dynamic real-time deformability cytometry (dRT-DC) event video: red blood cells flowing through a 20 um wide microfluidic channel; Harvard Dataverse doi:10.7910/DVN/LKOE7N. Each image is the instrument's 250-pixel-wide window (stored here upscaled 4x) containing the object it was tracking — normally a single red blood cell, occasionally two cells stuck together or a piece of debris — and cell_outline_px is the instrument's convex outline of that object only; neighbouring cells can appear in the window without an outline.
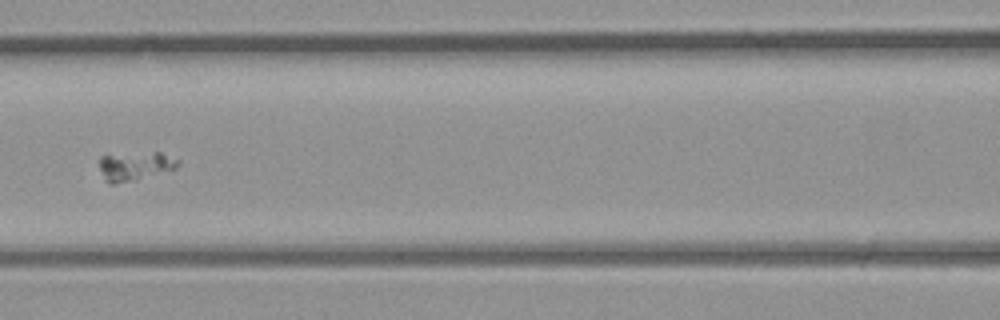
{"species": "common noctule bat (a hibernating species)", "species_latin": "Nyctalus noctula", "temperature_condition": "room temperature", "stored_images_in_passage": 41, "camera_frame_rate_fps": 3000, "um_per_image_px": 0.085, "animal": {"sex": "male", "body_mass_g": 23.1, "forearm_length_mm": 52.7}, "frame": {"image": 1, "passage_image": 19, "time_ms": 6.0, "image_size_px": [1000, 320], "cell_outline_px": [[180, 164], [172, 172], [136, 180], [112, 184], [104, 180], [100, 168], [100, 156], [156, 152], [160, 152], [180, 160]], "centroid_in_image_um": [11.57, 14.14], "position_along_channel_um": 155.0, "area_um2": 13.35}}
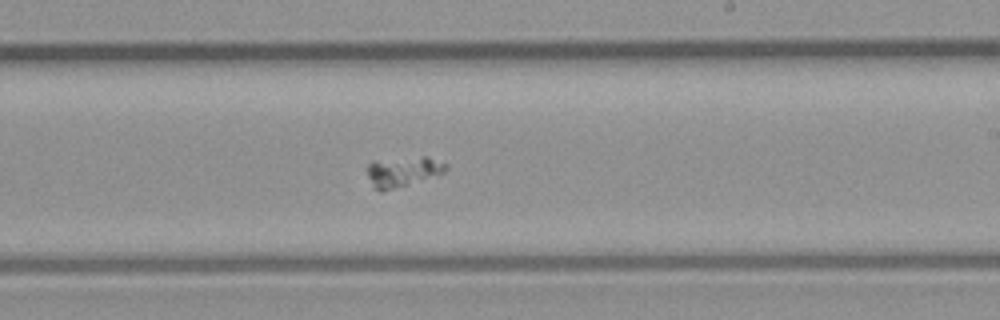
{"frame": {"image": 2, "passage_image": 25, "time_ms": 8.0, "image_size_px": [1000, 320], "cell_outline_px": [[448, 168], [444, 172], [380, 192], [372, 188], [368, 176], [368, 164], [372, 160], [424, 156], [428, 156], [448, 164]], "centroid_in_image_um": [34.21, 14.55], "position_along_channel_um": 254.8, "area_um2": 13.64}}
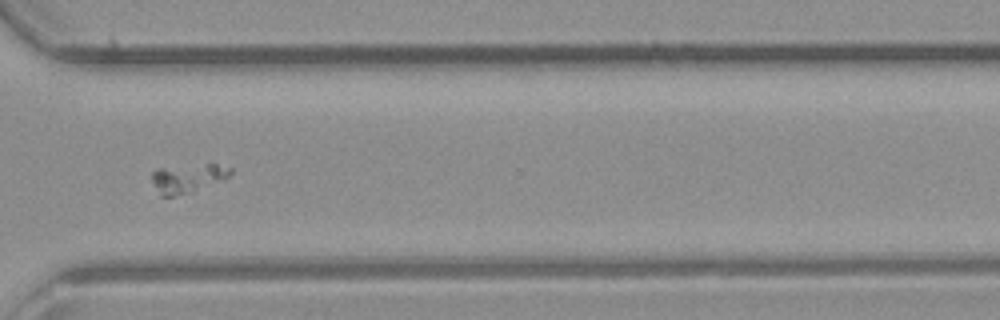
{"frame": {"image": 3, "passage_image": 31, "time_ms": 10.0, "image_size_px": [1000, 320], "cell_outline_px": [[232, 172], [224, 180], [192, 192], [172, 196], [160, 196], [152, 180], [152, 172], [156, 168], [208, 164], [216, 164], [232, 168]], "centroid_in_image_um": [15.97, 15.15], "position_along_channel_um": 354.6, "area_um2": 13.12}}